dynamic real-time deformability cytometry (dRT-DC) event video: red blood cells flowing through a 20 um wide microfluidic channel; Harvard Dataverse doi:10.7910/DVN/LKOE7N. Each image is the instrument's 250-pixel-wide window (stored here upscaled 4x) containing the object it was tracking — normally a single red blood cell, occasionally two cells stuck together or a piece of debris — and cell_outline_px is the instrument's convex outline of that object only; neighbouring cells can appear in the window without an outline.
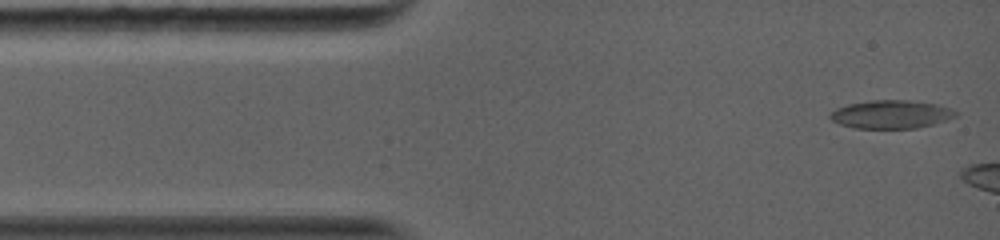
{"species": "common noctule bat (a hibernating species)", "species_latin": "Nyctalus noctula", "temperature_condition": "warm", "stored_images_in_passage": 5, "camera_frame_rate_fps": 5000, "um_per_image_px": 0.085, "animal": {"sex": "female", "body_mass_g": 19.0, "forearm_length_mm": 56.7}, "frame": {"image": 1, "passage_image": 1, "time_ms": 0.0, "image_size_px": [1000, 240], "cell_outline_px": [[960, 112], [956, 116], [932, 124], [916, 128], [852, 128], [840, 124], [832, 120], [828, 116], [836, 108], [848, 104], [872, 100], [908, 100], [936, 104]], "centroid_in_image_um": [75.72, 9.72], "position_along_channel_um": 9.3, "area_um2": 20.52}}